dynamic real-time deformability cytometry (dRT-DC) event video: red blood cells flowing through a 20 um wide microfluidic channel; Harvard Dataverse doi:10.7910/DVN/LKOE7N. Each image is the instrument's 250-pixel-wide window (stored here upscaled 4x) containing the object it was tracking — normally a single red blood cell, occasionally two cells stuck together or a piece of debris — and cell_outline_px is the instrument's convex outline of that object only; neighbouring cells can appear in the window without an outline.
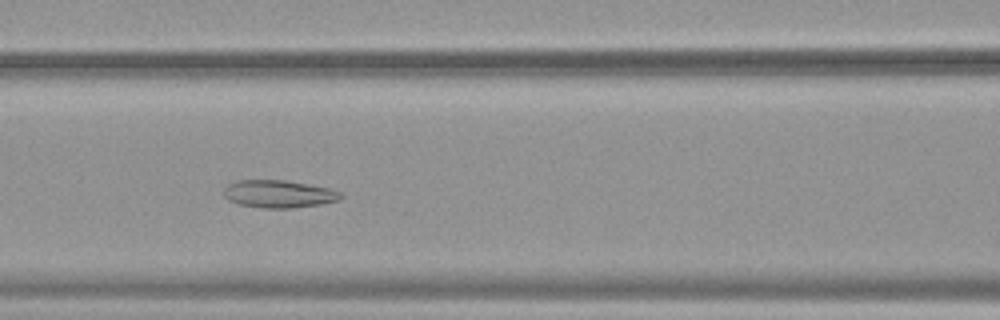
{"species": "common noctule bat (a hibernating species)", "species_latin": "Nyctalus noctula", "temperature_condition": "warm", "stored_images_in_passage": 51, "camera_frame_rate_fps": 3000, "um_per_image_px": 0.085, "animal": {"sex": "female", "body_mass_g": 19.9}, "frame": {"image": 1, "passage_image": 21, "time_ms": 6.667, "image_size_px": [1000, 320], "cell_outline_px": [[344, 196], [340, 200], [320, 204], [292, 208], [260, 208], [240, 204], [228, 200], [224, 196], [224, 188], [228, 184], [236, 180], [284, 180], [308, 184], [328, 188], [340, 192]], "centroid_in_image_um": [23.68, 16.48], "position_along_channel_um": 142.9, "area_um2": 18.84}}
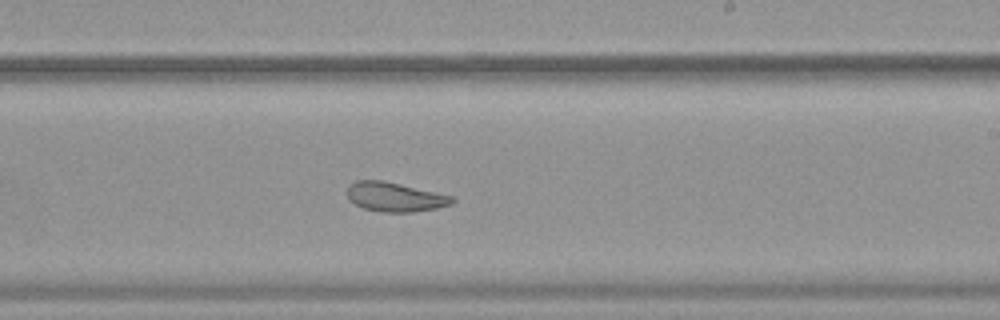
{"frame": {"image": 2, "passage_image": 30, "time_ms": 9.667, "image_size_px": [1000, 320], "cell_outline_px": [[456, 200], [452, 204], [436, 208], [412, 212], [380, 212], [364, 208], [348, 200], [348, 184], [356, 180], [384, 180], [456, 196]], "centroid_in_image_um": [33.6, 16.73], "position_along_channel_um": 255.4, "area_um2": 18.21}}
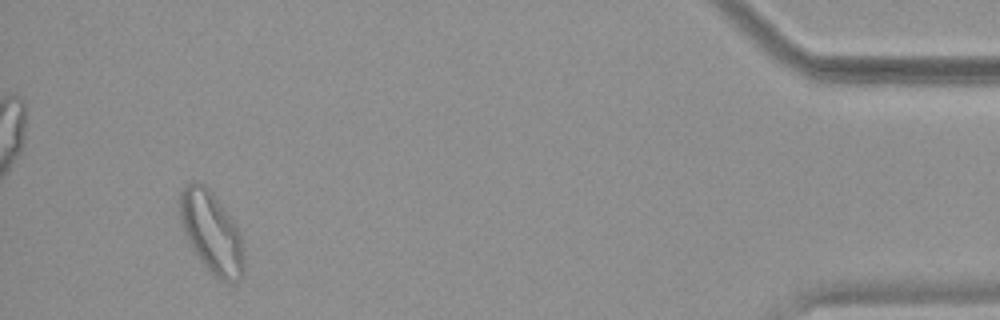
{"frame": {"image": 3, "passage_image": 48, "time_ms": 15.667, "image_size_px": [1000, 320], "cell_outline_px": [[244, 272], [240, 280], [224, 280], [216, 276], [200, 260], [192, 248], [180, 224], [180, 192], [188, 184], [196, 180], [204, 184], [212, 192], [232, 220], [240, 232], [244, 260]], "centroid_in_image_um": [17.97, 19.72], "position_along_channel_um": 417.2, "area_um2": 29.82}, "authors_computed_cell_mechanics": {"area_um2": 24.5072, "velocity_mm_per_s": 3.7744, "shape_relaxation_time_tau1_ms": null, "shape_relaxation_time_tau2_ms": 2.2858, "deformation_change_tau1": null, "deformation_change_tau2": 0.0836}}